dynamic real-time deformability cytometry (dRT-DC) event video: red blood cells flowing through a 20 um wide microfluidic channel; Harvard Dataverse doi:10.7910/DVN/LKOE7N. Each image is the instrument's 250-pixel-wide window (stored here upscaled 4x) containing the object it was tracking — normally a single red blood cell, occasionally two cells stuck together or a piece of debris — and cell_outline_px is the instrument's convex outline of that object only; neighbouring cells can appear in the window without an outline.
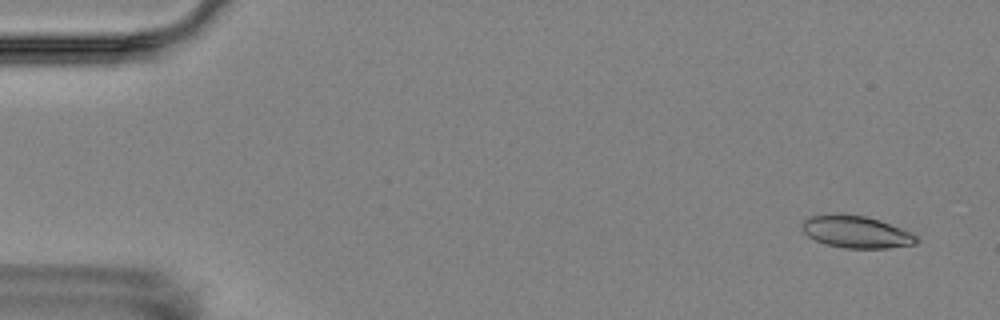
{"species": "Egyptian fruit bat (a non-hibernating species)", "species_latin": "Rousettus aegyptiacus", "temperature_condition": "room temperature", "stored_images_in_passage": 4, "camera_frame_rate_fps": 3000, "um_per_image_px": 0.085, "animal": {"sex": "female"}, "frame": {"image": 1, "passage_image": 1, "time_ms": 0.0, "image_size_px": [1000, 320], "cell_outline_px": [[920, 240], [916, 244], [888, 248], [844, 248], [824, 244], [808, 236], [804, 232], [800, 224], [804, 220], [812, 216], [840, 212], [864, 216], [880, 220], [912, 232]], "centroid_in_image_um": [72.78, 19.7], "position_along_channel_um": 12.2, "area_um2": 21.73}}